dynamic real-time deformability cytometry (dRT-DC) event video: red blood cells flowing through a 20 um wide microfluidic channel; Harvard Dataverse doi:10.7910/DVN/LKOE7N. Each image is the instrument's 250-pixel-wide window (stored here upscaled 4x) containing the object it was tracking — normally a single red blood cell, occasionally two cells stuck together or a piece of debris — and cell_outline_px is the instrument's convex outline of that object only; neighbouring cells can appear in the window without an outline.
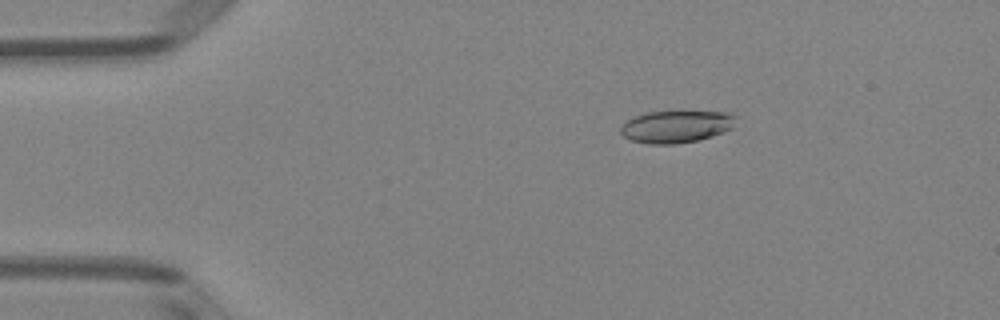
{"species": "Egyptian fruit bat (a non-hibernating species)", "species_latin": "Rousettus aegyptiacus", "temperature_condition": "room temperature", "stored_images_in_passage": 51, "camera_frame_rate_fps": 3000, "um_per_image_px": 0.085, "animal": {"sex": "female"}, "frame": {"image": 1, "passage_image": 9, "time_ms": 2.667, "image_size_px": [1000, 320], "cell_outline_px": [[736, 116], [732, 128], [724, 132], [712, 136], [696, 140], [672, 144], [648, 144], [632, 140], [624, 136], [620, 132], [620, 128], [628, 120], [636, 116], [648, 112], [728, 112]], "centroid_in_image_um": [57.48, 10.76], "position_along_channel_um": 27.5, "area_um2": 21.27}}
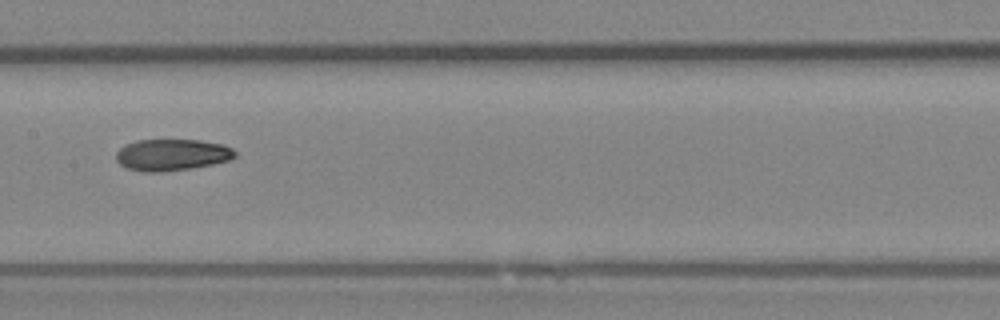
{"frame": {"image": 2, "passage_image": 26, "time_ms": 8.333, "image_size_px": [1000, 320], "cell_outline_px": [[236, 156], [228, 160], [212, 164], [192, 168], [160, 172], [144, 172], [124, 168], [116, 160], [116, 152], [120, 148], [136, 140], [200, 140], [224, 144], [232, 148], [236, 152]], "centroid_in_image_um": [14.6, 13.16], "position_along_channel_um": 192.8, "area_um2": 21.96}}
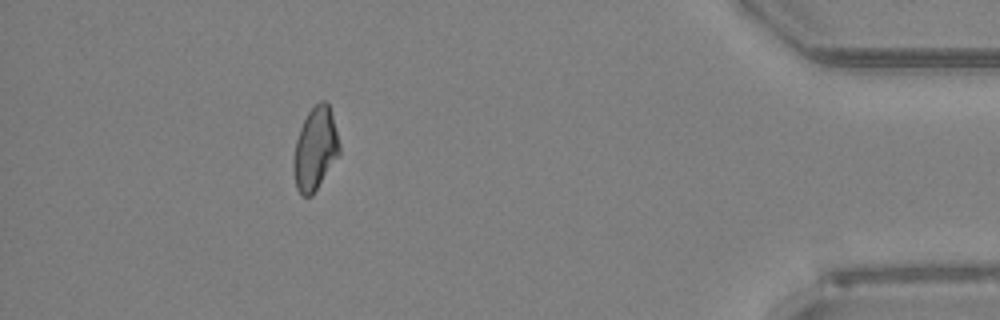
{"frame": {"image": 3, "passage_image": 46, "time_ms": 15.0, "image_size_px": [1000, 320], "cell_outline_px": [[340, 156], [312, 196], [300, 196], [296, 188], [292, 168], [292, 156], [296, 140], [300, 128], [308, 112], [320, 100], [324, 100], [328, 104], [332, 116], [340, 144]], "centroid_in_image_um": [26.78, 12.71], "position_along_channel_um": 408.4, "area_um2": 22.48}, "authors_computed_cell_mechanics": {"area_um2": 22.253, "velocity_mm_per_s": 4.014, "shape_relaxation_time_tau1_ms": null, "shape_relaxation_time_tau2_ms": 4.4771, "deformation_change_tau1": null, "deformation_change_tau2": 0.1002}}